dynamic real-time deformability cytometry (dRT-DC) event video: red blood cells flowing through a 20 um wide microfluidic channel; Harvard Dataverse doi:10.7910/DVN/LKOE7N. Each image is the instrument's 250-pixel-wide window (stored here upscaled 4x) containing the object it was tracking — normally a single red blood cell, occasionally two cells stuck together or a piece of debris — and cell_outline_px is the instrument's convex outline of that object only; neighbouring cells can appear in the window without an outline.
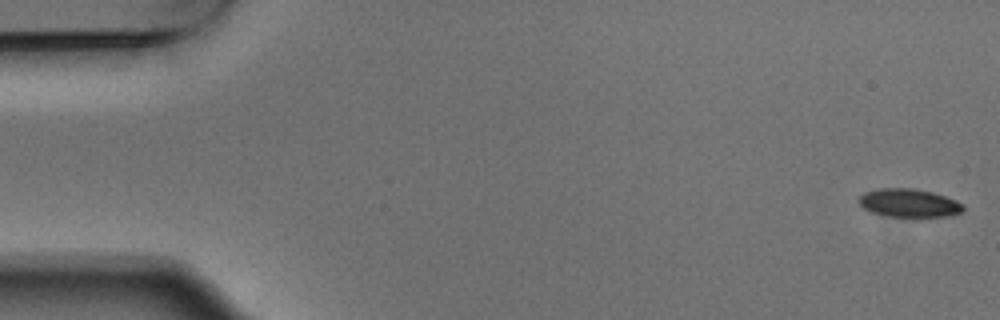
{"species": "Egyptian fruit bat (a non-hibernating species)", "species_latin": "Rousettus aegyptiacus", "temperature_condition": "warm", "stored_images_in_passage": 5, "camera_frame_rate_fps": 3000, "um_per_image_px": 0.085, "animal": {"sex": "male"}, "frame": {"image": 1, "passage_image": 1, "time_ms": 0.0, "image_size_px": [1000, 320], "cell_outline_px": [[964, 208], [960, 212], [948, 216], [916, 220], [888, 216], [872, 212], [864, 208], [856, 200], [864, 192], [880, 188], [912, 188], [932, 192], [956, 200], [964, 204]], "centroid_in_image_um": [77.28, 17.3], "position_along_channel_um": 7.7, "area_um2": 17.92}}
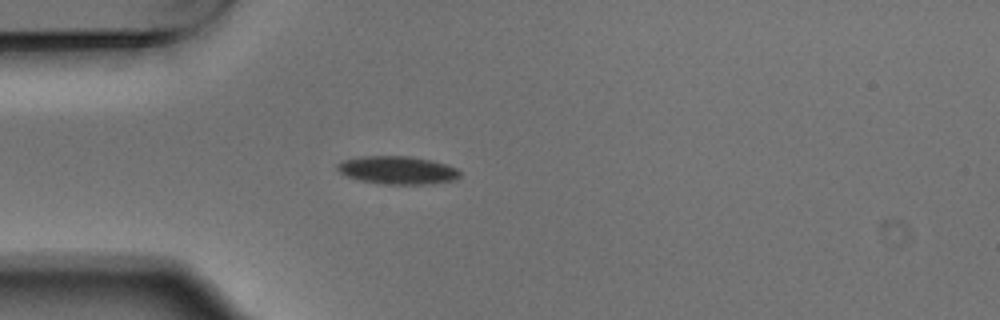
{"frame": {"image": 2, "passage_image": 5, "time_ms": 1.333, "image_size_px": [1000, 320], "cell_outline_px": [[460, 176], [456, 180], [432, 184], [380, 184], [360, 180], [348, 176], [340, 172], [336, 168], [336, 164], [344, 160], [364, 156], [408, 156], [432, 160], [456, 168], [460, 172]], "centroid_in_image_um": [33.81, 14.47], "position_along_channel_um": 51.2, "area_um2": 20.0}}